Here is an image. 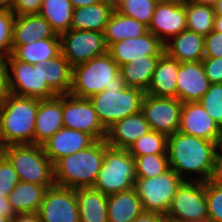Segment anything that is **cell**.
<instances>
[{
    "label": "cell",
    "instance_id": "1",
    "mask_svg": "<svg viewBox=\"0 0 222 222\" xmlns=\"http://www.w3.org/2000/svg\"><path fill=\"white\" fill-rule=\"evenodd\" d=\"M219 146L214 141L176 131L168 136L167 142L170 168L184 181L206 182L211 175L214 157Z\"/></svg>",
    "mask_w": 222,
    "mask_h": 222
},
{
    "label": "cell",
    "instance_id": "2",
    "mask_svg": "<svg viewBox=\"0 0 222 222\" xmlns=\"http://www.w3.org/2000/svg\"><path fill=\"white\" fill-rule=\"evenodd\" d=\"M39 99L8 92L0 100V144H33Z\"/></svg>",
    "mask_w": 222,
    "mask_h": 222
},
{
    "label": "cell",
    "instance_id": "3",
    "mask_svg": "<svg viewBox=\"0 0 222 222\" xmlns=\"http://www.w3.org/2000/svg\"><path fill=\"white\" fill-rule=\"evenodd\" d=\"M109 145L96 140L88 148L64 156L54 164L55 185L71 189L93 187Z\"/></svg>",
    "mask_w": 222,
    "mask_h": 222
},
{
    "label": "cell",
    "instance_id": "4",
    "mask_svg": "<svg viewBox=\"0 0 222 222\" xmlns=\"http://www.w3.org/2000/svg\"><path fill=\"white\" fill-rule=\"evenodd\" d=\"M145 94L139 88L127 87L122 78L116 85L105 87L88 99L107 130L117 121L140 112Z\"/></svg>",
    "mask_w": 222,
    "mask_h": 222
},
{
    "label": "cell",
    "instance_id": "5",
    "mask_svg": "<svg viewBox=\"0 0 222 222\" xmlns=\"http://www.w3.org/2000/svg\"><path fill=\"white\" fill-rule=\"evenodd\" d=\"M3 155L12 164L21 182H30L50 188L55 185L54 164L43 146L36 144L3 147Z\"/></svg>",
    "mask_w": 222,
    "mask_h": 222
},
{
    "label": "cell",
    "instance_id": "6",
    "mask_svg": "<svg viewBox=\"0 0 222 222\" xmlns=\"http://www.w3.org/2000/svg\"><path fill=\"white\" fill-rule=\"evenodd\" d=\"M121 79L119 66L107 52L73 67L70 94L89 98L105 87L116 85Z\"/></svg>",
    "mask_w": 222,
    "mask_h": 222
},
{
    "label": "cell",
    "instance_id": "7",
    "mask_svg": "<svg viewBox=\"0 0 222 222\" xmlns=\"http://www.w3.org/2000/svg\"><path fill=\"white\" fill-rule=\"evenodd\" d=\"M136 179L135 159L128 149L108 146L93 188L105 195L115 194L133 188Z\"/></svg>",
    "mask_w": 222,
    "mask_h": 222
},
{
    "label": "cell",
    "instance_id": "8",
    "mask_svg": "<svg viewBox=\"0 0 222 222\" xmlns=\"http://www.w3.org/2000/svg\"><path fill=\"white\" fill-rule=\"evenodd\" d=\"M184 180L173 170L153 178H137L134 189L139 196L144 211L166 215L178 187Z\"/></svg>",
    "mask_w": 222,
    "mask_h": 222
},
{
    "label": "cell",
    "instance_id": "9",
    "mask_svg": "<svg viewBox=\"0 0 222 222\" xmlns=\"http://www.w3.org/2000/svg\"><path fill=\"white\" fill-rule=\"evenodd\" d=\"M9 92L38 99L57 96L45 80V64H30L17 60L12 54L8 56Z\"/></svg>",
    "mask_w": 222,
    "mask_h": 222
},
{
    "label": "cell",
    "instance_id": "10",
    "mask_svg": "<svg viewBox=\"0 0 222 222\" xmlns=\"http://www.w3.org/2000/svg\"><path fill=\"white\" fill-rule=\"evenodd\" d=\"M166 219L172 222L208 219L206 182L183 181L173 197Z\"/></svg>",
    "mask_w": 222,
    "mask_h": 222
},
{
    "label": "cell",
    "instance_id": "11",
    "mask_svg": "<svg viewBox=\"0 0 222 222\" xmlns=\"http://www.w3.org/2000/svg\"><path fill=\"white\" fill-rule=\"evenodd\" d=\"M60 41L61 53L72 67L108 52L103 32L70 29Z\"/></svg>",
    "mask_w": 222,
    "mask_h": 222
},
{
    "label": "cell",
    "instance_id": "12",
    "mask_svg": "<svg viewBox=\"0 0 222 222\" xmlns=\"http://www.w3.org/2000/svg\"><path fill=\"white\" fill-rule=\"evenodd\" d=\"M63 126L91 135L95 140H104L107 130L100 122L88 98L69 94L62 95Z\"/></svg>",
    "mask_w": 222,
    "mask_h": 222
},
{
    "label": "cell",
    "instance_id": "13",
    "mask_svg": "<svg viewBox=\"0 0 222 222\" xmlns=\"http://www.w3.org/2000/svg\"><path fill=\"white\" fill-rule=\"evenodd\" d=\"M182 104L177 98H159L145 94L141 112L151 130L168 137L179 129Z\"/></svg>",
    "mask_w": 222,
    "mask_h": 222
},
{
    "label": "cell",
    "instance_id": "14",
    "mask_svg": "<svg viewBox=\"0 0 222 222\" xmlns=\"http://www.w3.org/2000/svg\"><path fill=\"white\" fill-rule=\"evenodd\" d=\"M37 213L41 222H80L75 189L58 185L48 188Z\"/></svg>",
    "mask_w": 222,
    "mask_h": 222
},
{
    "label": "cell",
    "instance_id": "15",
    "mask_svg": "<svg viewBox=\"0 0 222 222\" xmlns=\"http://www.w3.org/2000/svg\"><path fill=\"white\" fill-rule=\"evenodd\" d=\"M178 131L222 145V129L199 102L182 104Z\"/></svg>",
    "mask_w": 222,
    "mask_h": 222
},
{
    "label": "cell",
    "instance_id": "16",
    "mask_svg": "<svg viewBox=\"0 0 222 222\" xmlns=\"http://www.w3.org/2000/svg\"><path fill=\"white\" fill-rule=\"evenodd\" d=\"M187 29L185 5L160 2L156 4L148 31L163 44Z\"/></svg>",
    "mask_w": 222,
    "mask_h": 222
},
{
    "label": "cell",
    "instance_id": "17",
    "mask_svg": "<svg viewBox=\"0 0 222 222\" xmlns=\"http://www.w3.org/2000/svg\"><path fill=\"white\" fill-rule=\"evenodd\" d=\"M111 58L120 67L132 60L145 58V55H163L164 44L150 31L140 37L128 38L111 44L108 47Z\"/></svg>",
    "mask_w": 222,
    "mask_h": 222
},
{
    "label": "cell",
    "instance_id": "18",
    "mask_svg": "<svg viewBox=\"0 0 222 222\" xmlns=\"http://www.w3.org/2000/svg\"><path fill=\"white\" fill-rule=\"evenodd\" d=\"M210 85L202 61L181 63L177 74L176 98L182 103L199 102Z\"/></svg>",
    "mask_w": 222,
    "mask_h": 222
},
{
    "label": "cell",
    "instance_id": "19",
    "mask_svg": "<svg viewBox=\"0 0 222 222\" xmlns=\"http://www.w3.org/2000/svg\"><path fill=\"white\" fill-rule=\"evenodd\" d=\"M95 141L88 133L62 127L42 146L47 157L55 164L62 157L86 149Z\"/></svg>",
    "mask_w": 222,
    "mask_h": 222
},
{
    "label": "cell",
    "instance_id": "20",
    "mask_svg": "<svg viewBox=\"0 0 222 222\" xmlns=\"http://www.w3.org/2000/svg\"><path fill=\"white\" fill-rule=\"evenodd\" d=\"M63 126L62 95L39 99L33 144L43 145Z\"/></svg>",
    "mask_w": 222,
    "mask_h": 222
},
{
    "label": "cell",
    "instance_id": "21",
    "mask_svg": "<svg viewBox=\"0 0 222 222\" xmlns=\"http://www.w3.org/2000/svg\"><path fill=\"white\" fill-rule=\"evenodd\" d=\"M151 131L150 125L140 111L117 121L107 129L105 141L110 147L129 149L142 135Z\"/></svg>",
    "mask_w": 222,
    "mask_h": 222
},
{
    "label": "cell",
    "instance_id": "22",
    "mask_svg": "<svg viewBox=\"0 0 222 222\" xmlns=\"http://www.w3.org/2000/svg\"><path fill=\"white\" fill-rule=\"evenodd\" d=\"M56 33L40 14L15 16L13 26L12 52L20 45L36 40L53 38Z\"/></svg>",
    "mask_w": 222,
    "mask_h": 222
},
{
    "label": "cell",
    "instance_id": "23",
    "mask_svg": "<svg viewBox=\"0 0 222 222\" xmlns=\"http://www.w3.org/2000/svg\"><path fill=\"white\" fill-rule=\"evenodd\" d=\"M205 36L184 30L164 44L165 53L180 63L202 61Z\"/></svg>",
    "mask_w": 222,
    "mask_h": 222
},
{
    "label": "cell",
    "instance_id": "24",
    "mask_svg": "<svg viewBox=\"0 0 222 222\" xmlns=\"http://www.w3.org/2000/svg\"><path fill=\"white\" fill-rule=\"evenodd\" d=\"M181 63L164 53L156 66L146 94L159 98H176L177 74Z\"/></svg>",
    "mask_w": 222,
    "mask_h": 222
},
{
    "label": "cell",
    "instance_id": "25",
    "mask_svg": "<svg viewBox=\"0 0 222 222\" xmlns=\"http://www.w3.org/2000/svg\"><path fill=\"white\" fill-rule=\"evenodd\" d=\"M115 7L107 0L73 9L70 29L103 32Z\"/></svg>",
    "mask_w": 222,
    "mask_h": 222
},
{
    "label": "cell",
    "instance_id": "26",
    "mask_svg": "<svg viewBox=\"0 0 222 222\" xmlns=\"http://www.w3.org/2000/svg\"><path fill=\"white\" fill-rule=\"evenodd\" d=\"M143 211L142 202L134 187L108 195V222H132Z\"/></svg>",
    "mask_w": 222,
    "mask_h": 222
},
{
    "label": "cell",
    "instance_id": "27",
    "mask_svg": "<svg viewBox=\"0 0 222 222\" xmlns=\"http://www.w3.org/2000/svg\"><path fill=\"white\" fill-rule=\"evenodd\" d=\"M80 222H108V195L93 187L76 188Z\"/></svg>",
    "mask_w": 222,
    "mask_h": 222
},
{
    "label": "cell",
    "instance_id": "28",
    "mask_svg": "<svg viewBox=\"0 0 222 222\" xmlns=\"http://www.w3.org/2000/svg\"><path fill=\"white\" fill-rule=\"evenodd\" d=\"M162 55H145V58L132 60L119 67V73L127 87L139 88L146 92L150 86L153 73Z\"/></svg>",
    "mask_w": 222,
    "mask_h": 222
},
{
    "label": "cell",
    "instance_id": "29",
    "mask_svg": "<svg viewBox=\"0 0 222 222\" xmlns=\"http://www.w3.org/2000/svg\"><path fill=\"white\" fill-rule=\"evenodd\" d=\"M61 53L60 35L18 46L12 55L25 63L45 64Z\"/></svg>",
    "mask_w": 222,
    "mask_h": 222
},
{
    "label": "cell",
    "instance_id": "30",
    "mask_svg": "<svg viewBox=\"0 0 222 222\" xmlns=\"http://www.w3.org/2000/svg\"><path fill=\"white\" fill-rule=\"evenodd\" d=\"M148 32V27L134 18L122 15L116 9L110 16V19L103 31L106 45L128 39L140 37Z\"/></svg>",
    "mask_w": 222,
    "mask_h": 222
},
{
    "label": "cell",
    "instance_id": "31",
    "mask_svg": "<svg viewBox=\"0 0 222 222\" xmlns=\"http://www.w3.org/2000/svg\"><path fill=\"white\" fill-rule=\"evenodd\" d=\"M48 188L30 182H19L9 194L8 200L16 214L36 213Z\"/></svg>",
    "mask_w": 222,
    "mask_h": 222
},
{
    "label": "cell",
    "instance_id": "32",
    "mask_svg": "<svg viewBox=\"0 0 222 222\" xmlns=\"http://www.w3.org/2000/svg\"><path fill=\"white\" fill-rule=\"evenodd\" d=\"M73 67L62 53L45 63V80L47 86L56 95L70 93L72 87Z\"/></svg>",
    "mask_w": 222,
    "mask_h": 222
},
{
    "label": "cell",
    "instance_id": "33",
    "mask_svg": "<svg viewBox=\"0 0 222 222\" xmlns=\"http://www.w3.org/2000/svg\"><path fill=\"white\" fill-rule=\"evenodd\" d=\"M73 9L69 0H43L39 14L57 35H61L70 30Z\"/></svg>",
    "mask_w": 222,
    "mask_h": 222
},
{
    "label": "cell",
    "instance_id": "34",
    "mask_svg": "<svg viewBox=\"0 0 222 222\" xmlns=\"http://www.w3.org/2000/svg\"><path fill=\"white\" fill-rule=\"evenodd\" d=\"M187 30L209 35L214 30L215 11L213 6L200 5L188 1L185 4Z\"/></svg>",
    "mask_w": 222,
    "mask_h": 222
},
{
    "label": "cell",
    "instance_id": "35",
    "mask_svg": "<svg viewBox=\"0 0 222 222\" xmlns=\"http://www.w3.org/2000/svg\"><path fill=\"white\" fill-rule=\"evenodd\" d=\"M167 142L166 135L151 130L136 140L128 151L133 158L151 154H167Z\"/></svg>",
    "mask_w": 222,
    "mask_h": 222
},
{
    "label": "cell",
    "instance_id": "36",
    "mask_svg": "<svg viewBox=\"0 0 222 222\" xmlns=\"http://www.w3.org/2000/svg\"><path fill=\"white\" fill-rule=\"evenodd\" d=\"M134 159L136 178H153L170 169L167 154L143 155Z\"/></svg>",
    "mask_w": 222,
    "mask_h": 222
},
{
    "label": "cell",
    "instance_id": "37",
    "mask_svg": "<svg viewBox=\"0 0 222 222\" xmlns=\"http://www.w3.org/2000/svg\"><path fill=\"white\" fill-rule=\"evenodd\" d=\"M157 3L156 0H124L115 9L148 27Z\"/></svg>",
    "mask_w": 222,
    "mask_h": 222
},
{
    "label": "cell",
    "instance_id": "38",
    "mask_svg": "<svg viewBox=\"0 0 222 222\" xmlns=\"http://www.w3.org/2000/svg\"><path fill=\"white\" fill-rule=\"evenodd\" d=\"M199 103L222 129V83L211 84Z\"/></svg>",
    "mask_w": 222,
    "mask_h": 222
},
{
    "label": "cell",
    "instance_id": "39",
    "mask_svg": "<svg viewBox=\"0 0 222 222\" xmlns=\"http://www.w3.org/2000/svg\"><path fill=\"white\" fill-rule=\"evenodd\" d=\"M15 15L11 10L0 9V56L12 54Z\"/></svg>",
    "mask_w": 222,
    "mask_h": 222
},
{
    "label": "cell",
    "instance_id": "40",
    "mask_svg": "<svg viewBox=\"0 0 222 222\" xmlns=\"http://www.w3.org/2000/svg\"><path fill=\"white\" fill-rule=\"evenodd\" d=\"M208 220L222 222V185L206 181Z\"/></svg>",
    "mask_w": 222,
    "mask_h": 222
},
{
    "label": "cell",
    "instance_id": "41",
    "mask_svg": "<svg viewBox=\"0 0 222 222\" xmlns=\"http://www.w3.org/2000/svg\"><path fill=\"white\" fill-rule=\"evenodd\" d=\"M19 182L12 164L2 155L0 158V197H8Z\"/></svg>",
    "mask_w": 222,
    "mask_h": 222
},
{
    "label": "cell",
    "instance_id": "42",
    "mask_svg": "<svg viewBox=\"0 0 222 222\" xmlns=\"http://www.w3.org/2000/svg\"><path fill=\"white\" fill-rule=\"evenodd\" d=\"M202 65L211 84L222 83V57H204Z\"/></svg>",
    "mask_w": 222,
    "mask_h": 222
},
{
    "label": "cell",
    "instance_id": "43",
    "mask_svg": "<svg viewBox=\"0 0 222 222\" xmlns=\"http://www.w3.org/2000/svg\"><path fill=\"white\" fill-rule=\"evenodd\" d=\"M204 57H222V33L213 30L204 40Z\"/></svg>",
    "mask_w": 222,
    "mask_h": 222
},
{
    "label": "cell",
    "instance_id": "44",
    "mask_svg": "<svg viewBox=\"0 0 222 222\" xmlns=\"http://www.w3.org/2000/svg\"><path fill=\"white\" fill-rule=\"evenodd\" d=\"M43 0H14L12 12L15 16L39 14Z\"/></svg>",
    "mask_w": 222,
    "mask_h": 222
},
{
    "label": "cell",
    "instance_id": "45",
    "mask_svg": "<svg viewBox=\"0 0 222 222\" xmlns=\"http://www.w3.org/2000/svg\"><path fill=\"white\" fill-rule=\"evenodd\" d=\"M208 181L222 185V145L216 151L212 172Z\"/></svg>",
    "mask_w": 222,
    "mask_h": 222
},
{
    "label": "cell",
    "instance_id": "46",
    "mask_svg": "<svg viewBox=\"0 0 222 222\" xmlns=\"http://www.w3.org/2000/svg\"><path fill=\"white\" fill-rule=\"evenodd\" d=\"M8 92V57L0 56V100Z\"/></svg>",
    "mask_w": 222,
    "mask_h": 222
},
{
    "label": "cell",
    "instance_id": "47",
    "mask_svg": "<svg viewBox=\"0 0 222 222\" xmlns=\"http://www.w3.org/2000/svg\"><path fill=\"white\" fill-rule=\"evenodd\" d=\"M165 220H166V215L164 214L157 212L143 211L132 222H164Z\"/></svg>",
    "mask_w": 222,
    "mask_h": 222
},
{
    "label": "cell",
    "instance_id": "48",
    "mask_svg": "<svg viewBox=\"0 0 222 222\" xmlns=\"http://www.w3.org/2000/svg\"><path fill=\"white\" fill-rule=\"evenodd\" d=\"M0 215H3L10 220L16 216V213L14 212L8 200V197H0Z\"/></svg>",
    "mask_w": 222,
    "mask_h": 222
},
{
    "label": "cell",
    "instance_id": "49",
    "mask_svg": "<svg viewBox=\"0 0 222 222\" xmlns=\"http://www.w3.org/2000/svg\"><path fill=\"white\" fill-rule=\"evenodd\" d=\"M11 222H41L38 213L16 214Z\"/></svg>",
    "mask_w": 222,
    "mask_h": 222
},
{
    "label": "cell",
    "instance_id": "50",
    "mask_svg": "<svg viewBox=\"0 0 222 222\" xmlns=\"http://www.w3.org/2000/svg\"><path fill=\"white\" fill-rule=\"evenodd\" d=\"M73 6V8L78 7H87L93 4H97L99 2H103L104 0H69Z\"/></svg>",
    "mask_w": 222,
    "mask_h": 222
},
{
    "label": "cell",
    "instance_id": "51",
    "mask_svg": "<svg viewBox=\"0 0 222 222\" xmlns=\"http://www.w3.org/2000/svg\"><path fill=\"white\" fill-rule=\"evenodd\" d=\"M189 1L195 4L214 6L219 0H189Z\"/></svg>",
    "mask_w": 222,
    "mask_h": 222
},
{
    "label": "cell",
    "instance_id": "52",
    "mask_svg": "<svg viewBox=\"0 0 222 222\" xmlns=\"http://www.w3.org/2000/svg\"><path fill=\"white\" fill-rule=\"evenodd\" d=\"M13 1L14 0H0V9H7L12 11Z\"/></svg>",
    "mask_w": 222,
    "mask_h": 222
},
{
    "label": "cell",
    "instance_id": "53",
    "mask_svg": "<svg viewBox=\"0 0 222 222\" xmlns=\"http://www.w3.org/2000/svg\"><path fill=\"white\" fill-rule=\"evenodd\" d=\"M214 30L222 33V16H215Z\"/></svg>",
    "mask_w": 222,
    "mask_h": 222
},
{
    "label": "cell",
    "instance_id": "54",
    "mask_svg": "<svg viewBox=\"0 0 222 222\" xmlns=\"http://www.w3.org/2000/svg\"><path fill=\"white\" fill-rule=\"evenodd\" d=\"M213 7L215 16H222V0H219Z\"/></svg>",
    "mask_w": 222,
    "mask_h": 222
},
{
    "label": "cell",
    "instance_id": "55",
    "mask_svg": "<svg viewBox=\"0 0 222 222\" xmlns=\"http://www.w3.org/2000/svg\"><path fill=\"white\" fill-rule=\"evenodd\" d=\"M158 3L167 2V3H176L185 5L189 0H156Z\"/></svg>",
    "mask_w": 222,
    "mask_h": 222
},
{
    "label": "cell",
    "instance_id": "56",
    "mask_svg": "<svg viewBox=\"0 0 222 222\" xmlns=\"http://www.w3.org/2000/svg\"><path fill=\"white\" fill-rule=\"evenodd\" d=\"M107 1L116 8L124 0H107Z\"/></svg>",
    "mask_w": 222,
    "mask_h": 222
},
{
    "label": "cell",
    "instance_id": "57",
    "mask_svg": "<svg viewBox=\"0 0 222 222\" xmlns=\"http://www.w3.org/2000/svg\"><path fill=\"white\" fill-rule=\"evenodd\" d=\"M0 222H11V220L3 215H0Z\"/></svg>",
    "mask_w": 222,
    "mask_h": 222
},
{
    "label": "cell",
    "instance_id": "58",
    "mask_svg": "<svg viewBox=\"0 0 222 222\" xmlns=\"http://www.w3.org/2000/svg\"><path fill=\"white\" fill-rule=\"evenodd\" d=\"M185 222H211V221L208 220V219H205V220H202V221H185Z\"/></svg>",
    "mask_w": 222,
    "mask_h": 222
},
{
    "label": "cell",
    "instance_id": "59",
    "mask_svg": "<svg viewBox=\"0 0 222 222\" xmlns=\"http://www.w3.org/2000/svg\"><path fill=\"white\" fill-rule=\"evenodd\" d=\"M3 155V146L0 144V158Z\"/></svg>",
    "mask_w": 222,
    "mask_h": 222
}]
</instances>
